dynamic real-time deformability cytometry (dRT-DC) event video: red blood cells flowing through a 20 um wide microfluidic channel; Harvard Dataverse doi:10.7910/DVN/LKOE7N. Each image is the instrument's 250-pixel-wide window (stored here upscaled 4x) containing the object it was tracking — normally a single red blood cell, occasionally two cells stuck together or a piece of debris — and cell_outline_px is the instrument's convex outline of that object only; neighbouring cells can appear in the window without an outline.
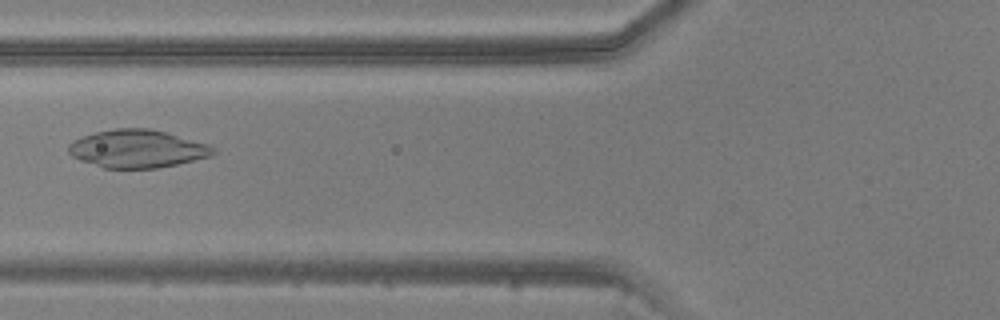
{"species": "common noctule bat (a hibernating species)", "species_latin": "Nyctalus noctula", "temperature_condition": "warm", "stored_images_in_passage": 5, "camera_frame_rate_fps": 3000, "um_per_image_px": 0.085, "animal": {"sex": "male", "body_mass_g": 20.5, "forearm_length_mm": 52.5}, "frame": {"image": 1, "passage_image": 5, "time_ms": 5.667, "image_size_px": [1000, 320], "cell_outline_px": [[216, 152], [212, 156], [176, 164], [156, 168], [104, 168], [80, 160], [72, 156], [68, 152], [68, 144], [80, 136], [96, 132], [116, 128], [148, 128], [164, 132], [208, 144], [216, 148]], "centroid_in_image_um": [11.65, 12.64], "position_along_channel_um": 114.1, "area_um2": 31.85}}